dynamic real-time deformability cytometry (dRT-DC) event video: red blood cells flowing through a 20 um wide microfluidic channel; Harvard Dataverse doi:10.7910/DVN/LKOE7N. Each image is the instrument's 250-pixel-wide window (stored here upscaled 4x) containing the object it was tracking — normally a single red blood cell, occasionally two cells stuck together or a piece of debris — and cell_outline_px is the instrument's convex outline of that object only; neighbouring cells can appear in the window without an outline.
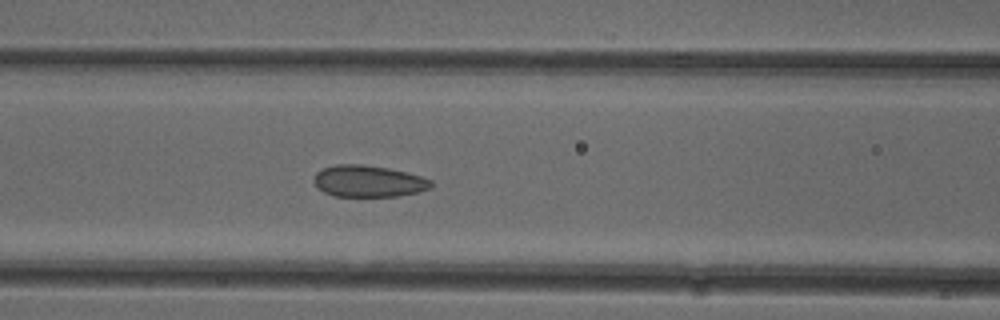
{"species": "common noctule bat (a hibernating species)", "species_latin": "Nyctalus noctula", "temperature_condition": "cold", "stored_images_in_passage": 16, "camera_frame_rate_fps": 3000, "um_per_image_px": 0.085, "animal": {"sex": "female"}, "frame": {"image": 1, "passage_image": 10, "time_ms": 3.0, "image_size_px": [1000, 320], "cell_outline_px": [[432, 188], [420, 192], [400, 196], [336, 196], [324, 192], [316, 188], [312, 180], [316, 172], [324, 168], [336, 164], [364, 164], [388, 168], [420, 176], [432, 180]], "centroid_in_image_um": [31.3, 15.4], "position_along_channel_um": 135.3, "area_um2": 21.79}}
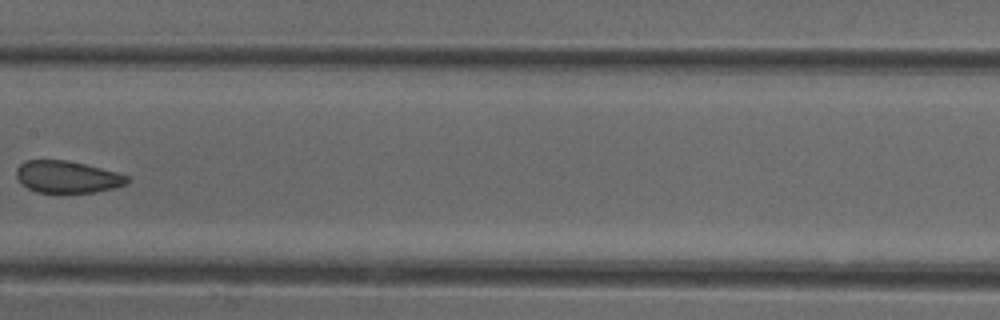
{"frame": {"image": 2, "passage_image": 14, "time_ms": 1671.333, "image_size_px": [1000, 320], "cell_outline_px": [[128, 184], [112, 188], [92, 192], [36, 192], [20, 184], [16, 176], [16, 168], [24, 160], [64, 160], [84, 164], [116, 172], [128, 176]], "centroid_in_image_um": [5.66, 15.03], "position_along_channel_um": 201.7, "area_um2": 20.52}}
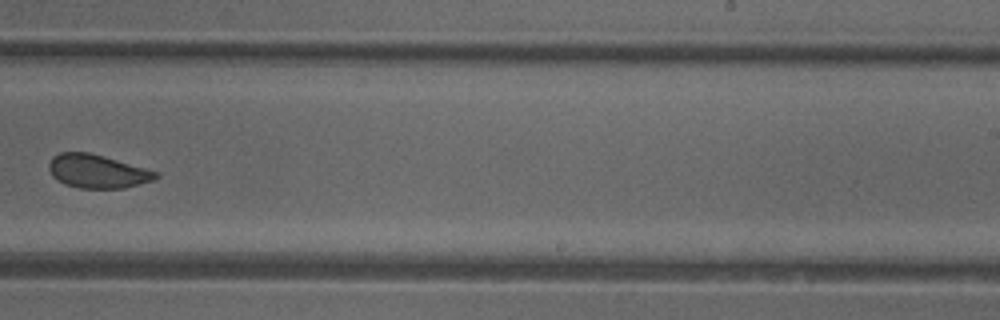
{"frame": {"image": 3, "passage_image": 16, "time_ms": 1673.333, "image_size_px": [1000, 320], "cell_outline_px": [[160, 176], [152, 180], [124, 188], [80, 188], [64, 184], [56, 180], [52, 176], [48, 168], [48, 164], [52, 156], [60, 152], [88, 152], [104, 156], [160, 172]], "centroid_in_image_um": [8.25, 14.55], "position_along_channel_um": 280.7, "area_um2": 20.98}}